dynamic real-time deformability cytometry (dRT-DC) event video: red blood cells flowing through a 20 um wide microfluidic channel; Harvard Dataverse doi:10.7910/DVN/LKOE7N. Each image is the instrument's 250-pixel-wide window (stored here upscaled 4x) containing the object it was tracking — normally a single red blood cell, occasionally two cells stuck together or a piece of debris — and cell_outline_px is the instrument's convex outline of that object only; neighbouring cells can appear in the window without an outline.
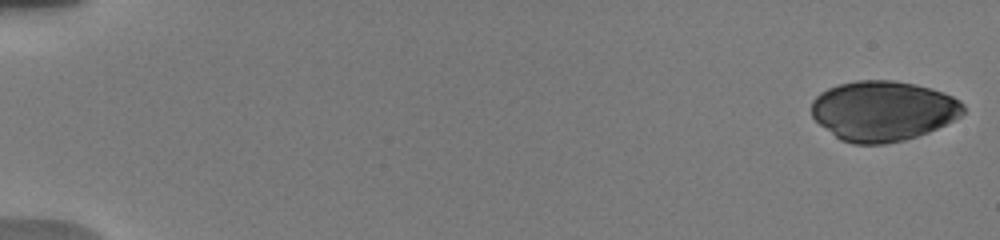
{"species": "human", "species_latin": "Homo sapiens", "temperature_condition": "warm", "stored_images_in_passage": 32, "camera_frame_rate_fps": 3000, "um_per_image_px": 0.085, "donor": {"sex": "male"}, "frame": {"image": 1, "passage_image": 1, "time_ms": 0.0, "image_size_px": [1000, 240], "cell_outline_px": [[964, 112], [960, 116], [928, 132], [904, 140], [884, 144], [852, 144], [840, 140], [820, 124], [812, 116], [812, 100], [820, 92], [828, 88], [840, 84], [856, 80], [892, 80], [932, 88], [944, 92], [960, 100], [964, 104]], "centroid_in_image_um": [75.05, 9.42], "position_along_channel_um": 10.0, "area_um2": 53.06}}
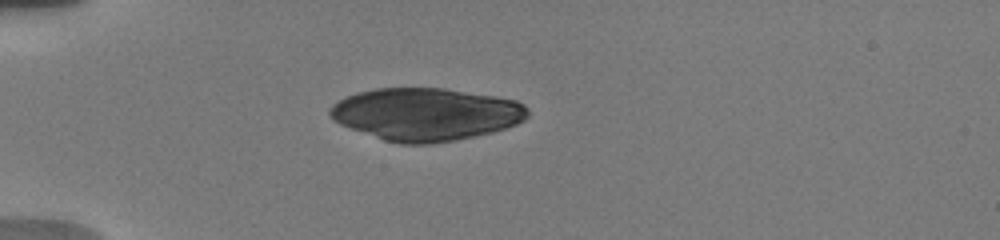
{"frame": {"image": 2, "passage_image": 28, "time_ms": 5.0, "image_size_px": [1000, 240], "cell_outline_px": [[528, 116], [524, 120], [516, 124], [492, 132], [456, 140], [428, 144], [400, 144], [384, 140], [340, 124], [332, 120], [328, 116], [328, 108], [332, 104], [356, 92], [376, 88], [444, 88], [516, 100], [524, 104], [528, 108]], "centroid_in_image_um": [36.17, 9.71], "position_along_channel_um": 48.8, "area_um2": 60.57}}